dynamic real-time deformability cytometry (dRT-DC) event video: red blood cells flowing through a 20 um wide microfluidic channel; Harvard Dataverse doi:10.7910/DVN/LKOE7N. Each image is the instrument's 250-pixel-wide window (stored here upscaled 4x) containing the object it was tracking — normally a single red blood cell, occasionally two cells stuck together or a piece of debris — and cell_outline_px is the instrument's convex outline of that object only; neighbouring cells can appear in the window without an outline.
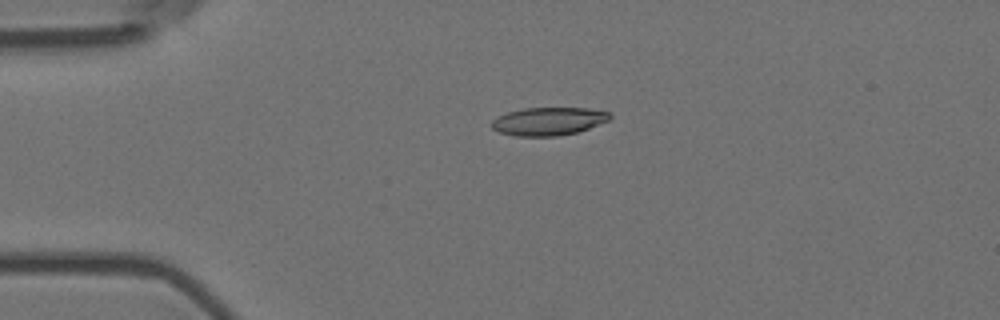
{"species": "Egyptian fruit bat (a non-hibernating species)", "species_latin": "Rousettus aegyptiacus", "temperature_condition": "room temperature", "stored_images_in_passage": 5, "camera_frame_rate_fps": 3000, "um_per_image_px": 0.085, "animal": {"sex": "female"}, "frame": {"image": 1, "passage_image": 4, "time_ms": 1.0, "image_size_px": [1000, 320], "cell_outline_px": [[612, 116], [608, 120], [588, 128], [576, 132], [560, 136], [516, 136], [500, 132], [492, 128], [492, 120], [496, 116], [508, 112], [524, 108], [588, 108], [612, 112]], "centroid_in_image_um": [46.62, 10.3], "position_along_channel_um": 38.4, "area_um2": 19.31}}